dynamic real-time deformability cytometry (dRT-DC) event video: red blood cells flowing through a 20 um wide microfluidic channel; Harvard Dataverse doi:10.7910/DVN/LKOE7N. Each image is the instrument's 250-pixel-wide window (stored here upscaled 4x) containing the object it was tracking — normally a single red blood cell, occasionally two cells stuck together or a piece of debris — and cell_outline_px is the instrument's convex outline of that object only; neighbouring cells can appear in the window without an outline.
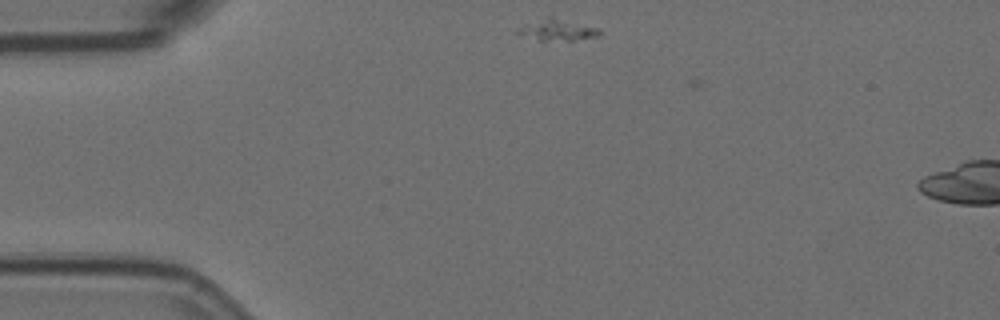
{"species": "Egyptian fruit bat (a non-hibernating species)", "species_latin": "Rousettus aegyptiacus", "temperature_condition": "room temperature", "stored_images_in_passage": 2, "camera_frame_rate_fps": 3000, "um_per_image_px": 0.085, "animal": {"sex": "female"}, "frame": {"image": 1, "passage_image": 1, "time_ms": 0.0, "image_size_px": [1000, 320], "cell_outline_px": [[604, 32], [600, 36], [576, 40], [536, 40], [516, 32], [516, 28], [524, 24], [548, 16], [552, 16], [600, 28]], "centroid_in_image_um": [47.43, 2.53], "position_along_channel_um": 37.6, "area_um2": 10.4}}